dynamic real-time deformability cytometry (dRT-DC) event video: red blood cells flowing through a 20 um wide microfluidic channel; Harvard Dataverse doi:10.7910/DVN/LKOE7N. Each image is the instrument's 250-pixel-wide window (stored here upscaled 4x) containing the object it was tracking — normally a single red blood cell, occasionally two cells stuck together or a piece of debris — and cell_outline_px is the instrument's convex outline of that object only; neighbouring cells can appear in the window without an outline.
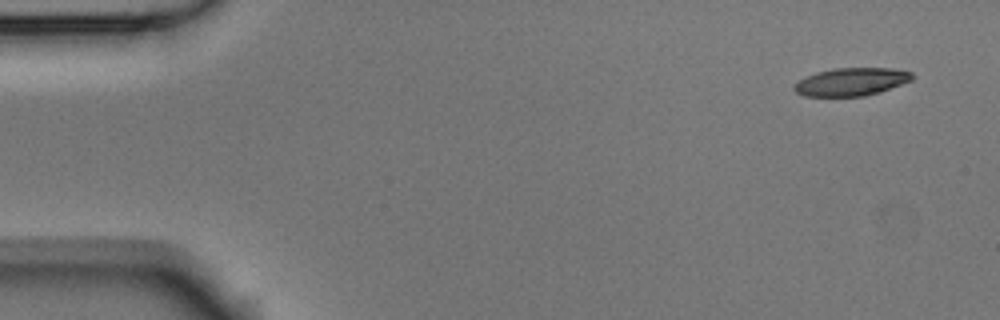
{"species": "Egyptian fruit bat (a non-hibernating species)", "species_latin": "Rousettus aegyptiacus", "temperature_condition": "room temperature", "stored_images_in_passage": 6, "camera_frame_rate_fps": 3000, "um_per_image_px": 0.085, "animal": {"sex": "male"}, "frame": {"image": 1, "passage_image": 1, "time_ms": 0.0, "image_size_px": [1000, 320], "cell_outline_px": [[916, 76], [912, 80], [880, 92], [864, 96], [804, 96], [796, 92], [792, 88], [800, 80], [816, 72], [832, 68], [892, 68], [912, 72]], "centroid_in_image_um": [72.4, 6.95], "position_along_channel_um": 12.6, "area_um2": 19.19}}
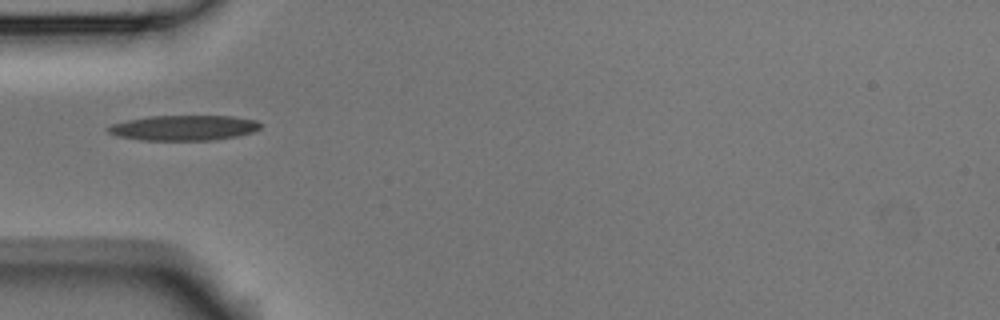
{"frame": {"image": 2, "passage_image": 5, "time_ms": 1.333, "image_size_px": [1000, 320], "cell_outline_px": [[260, 128], [252, 132], [236, 136], [216, 140], [140, 140], [120, 136], [108, 132], [104, 128], [112, 124], [128, 120], [148, 116], [232, 116], [256, 120], [260, 124]], "centroid_in_image_um": [15.61, 10.86], "position_along_channel_um": 69.4, "area_um2": 22.31}}
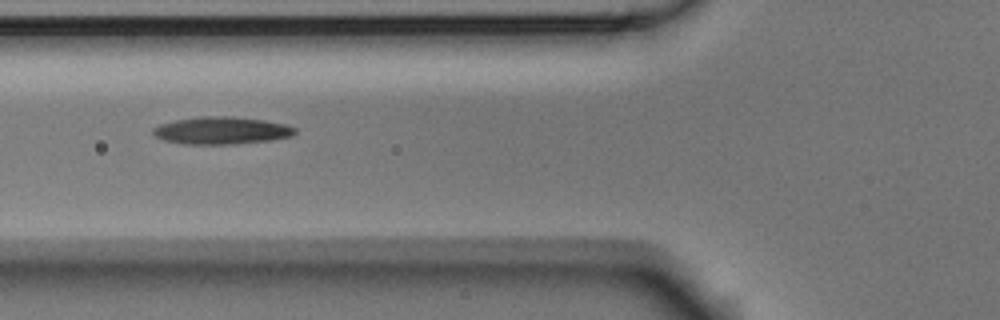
{"frame": {"image": 3, "passage_image": 6, "time_ms": 1.667, "image_size_px": [1000, 320], "cell_outline_px": [[296, 132], [292, 136], [268, 140], [236, 144], [184, 144], [164, 140], [156, 136], [152, 132], [152, 128], [160, 124], [176, 120], [200, 116], [228, 116], [264, 120], [284, 124], [296, 128]], "centroid_in_image_um": [18.81, 11.09], "position_along_channel_um": 107.0, "area_um2": 22.54}}